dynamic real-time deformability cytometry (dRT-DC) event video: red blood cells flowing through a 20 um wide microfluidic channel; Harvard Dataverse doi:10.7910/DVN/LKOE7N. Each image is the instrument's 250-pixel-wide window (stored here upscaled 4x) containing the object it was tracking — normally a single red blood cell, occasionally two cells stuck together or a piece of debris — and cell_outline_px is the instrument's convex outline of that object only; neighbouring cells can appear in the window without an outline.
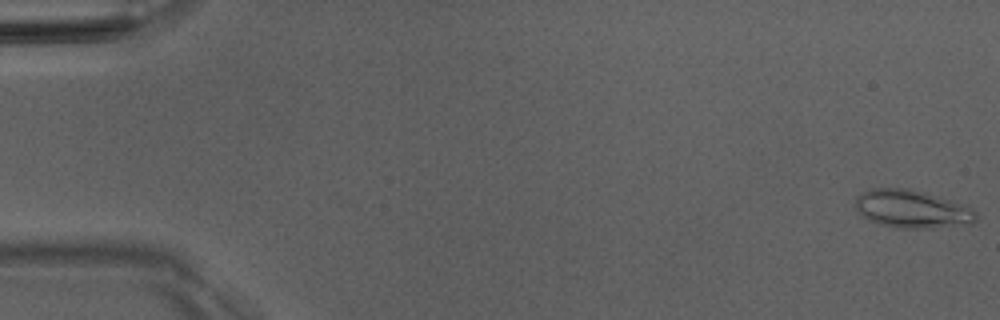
{"species": "Egyptian fruit bat (a non-hibernating species)", "species_latin": "Rousettus aegyptiacus", "temperature_condition": "room temperature", "stored_images_in_passage": 8, "camera_frame_rate_fps": 3000, "um_per_image_px": 0.085, "animal": {"sex": "male"}, "frame": {"image": 1, "passage_image": 1, "time_ms": 0.0, "image_size_px": [1000, 320], "cell_outline_px": [[980, 216], [972, 224], [928, 228], [896, 228], [880, 224], [860, 216], [856, 208], [856, 196], [860, 192], [868, 188], [908, 188], [924, 192], [972, 208]], "centroid_in_image_um": [77.49, 17.77], "position_along_channel_um": 7.5, "area_um2": 26.82}}